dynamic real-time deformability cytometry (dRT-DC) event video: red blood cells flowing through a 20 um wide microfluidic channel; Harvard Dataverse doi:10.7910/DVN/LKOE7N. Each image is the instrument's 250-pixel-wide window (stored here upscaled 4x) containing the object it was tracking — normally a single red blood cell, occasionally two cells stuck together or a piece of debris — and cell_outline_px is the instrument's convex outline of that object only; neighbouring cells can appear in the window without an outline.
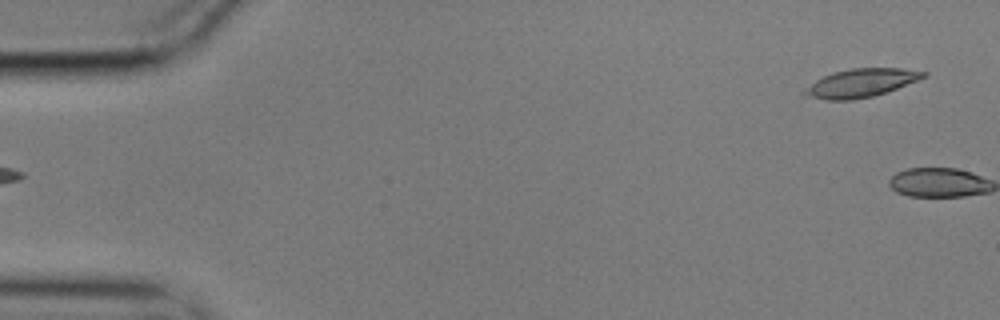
{"species": "common noctule bat (a hibernating species)", "species_latin": "Nyctalus noctula", "temperature_condition": "cold", "stored_images_in_passage": 2, "camera_frame_rate_fps": 3000, "um_per_image_px": 0.085, "animal": {"sex": "male", "body_mass_g": 17.9}, "frame": {"image": 1, "passage_image": 1, "time_ms": 0.0, "image_size_px": [1000, 320], "cell_outline_px": [[928, 76], [896, 88], [872, 96], [852, 100], [828, 100], [800, 96], [800, 92], [804, 88], [816, 80], [832, 72], [852, 68], [900, 68], [928, 72]], "centroid_in_image_um": [73.11, 7.06], "position_along_channel_um": 11.9, "area_um2": 19.71}}